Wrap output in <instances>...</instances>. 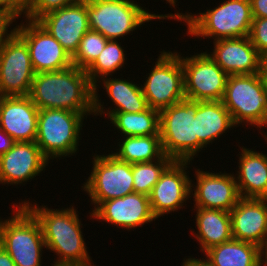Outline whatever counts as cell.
<instances>
[{"mask_svg":"<svg viewBox=\"0 0 267 266\" xmlns=\"http://www.w3.org/2000/svg\"><path fill=\"white\" fill-rule=\"evenodd\" d=\"M14 31L26 42L35 73L51 72L72 66L71 55L37 21L26 20Z\"/></svg>","mask_w":267,"mask_h":266,"instance_id":"obj_13","label":"cell"},{"mask_svg":"<svg viewBox=\"0 0 267 266\" xmlns=\"http://www.w3.org/2000/svg\"><path fill=\"white\" fill-rule=\"evenodd\" d=\"M15 141L2 128H0V156L8 152Z\"/></svg>","mask_w":267,"mask_h":266,"instance_id":"obj_37","label":"cell"},{"mask_svg":"<svg viewBox=\"0 0 267 266\" xmlns=\"http://www.w3.org/2000/svg\"><path fill=\"white\" fill-rule=\"evenodd\" d=\"M108 94L109 99L114 103L115 109L107 110L105 112L104 107L98 97V88L94 89V116L106 113L108 119L115 112L125 113H137L143 112L149 108L147 100L143 94L142 87L136 83H132L126 79H108V76L101 79ZM99 112V113H98Z\"/></svg>","mask_w":267,"mask_h":266,"instance_id":"obj_22","label":"cell"},{"mask_svg":"<svg viewBox=\"0 0 267 266\" xmlns=\"http://www.w3.org/2000/svg\"><path fill=\"white\" fill-rule=\"evenodd\" d=\"M248 37L261 55L267 54V18H253Z\"/></svg>","mask_w":267,"mask_h":266,"instance_id":"obj_33","label":"cell"},{"mask_svg":"<svg viewBox=\"0 0 267 266\" xmlns=\"http://www.w3.org/2000/svg\"><path fill=\"white\" fill-rule=\"evenodd\" d=\"M168 3H170V6L172 5L173 7L176 5L177 0H166Z\"/></svg>","mask_w":267,"mask_h":266,"instance_id":"obj_43","label":"cell"},{"mask_svg":"<svg viewBox=\"0 0 267 266\" xmlns=\"http://www.w3.org/2000/svg\"><path fill=\"white\" fill-rule=\"evenodd\" d=\"M197 101L184 98L160 111L162 149L173 161H192L205 148L196 135Z\"/></svg>","mask_w":267,"mask_h":266,"instance_id":"obj_4","label":"cell"},{"mask_svg":"<svg viewBox=\"0 0 267 266\" xmlns=\"http://www.w3.org/2000/svg\"><path fill=\"white\" fill-rule=\"evenodd\" d=\"M133 0H87L90 30L101 33L108 40H117L133 32L150 20L162 15L151 14ZM143 8V9H142Z\"/></svg>","mask_w":267,"mask_h":266,"instance_id":"obj_7","label":"cell"},{"mask_svg":"<svg viewBox=\"0 0 267 266\" xmlns=\"http://www.w3.org/2000/svg\"><path fill=\"white\" fill-rule=\"evenodd\" d=\"M39 109L29 96H0V128L15 142H34Z\"/></svg>","mask_w":267,"mask_h":266,"instance_id":"obj_19","label":"cell"},{"mask_svg":"<svg viewBox=\"0 0 267 266\" xmlns=\"http://www.w3.org/2000/svg\"><path fill=\"white\" fill-rule=\"evenodd\" d=\"M21 203L38 220L46 249L58 255L53 266L92 264L81 231L83 224L73 206L55 210L48 209L46 205L37 206L36 203L32 205L28 201Z\"/></svg>","mask_w":267,"mask_h":266,"instance_id":"obj_2","label":"cell"},{"mask_svg":"<svg viewBox=\"0 0 267 266\" xmlns=\"http://www.w3.org/2000/svg\"><path fill=\"white\" fill-rule=\"evenodd\" d=\"M123 138L122 142H118L119 149H116L118 151L112 153L122 161L130 164L152 162L165 155L160 135L126 136Z\"/></svg>","mask_w":267,"mask_h":266,"instance_id":"obj_27","label":"cell"},{"mask_svg":"<svg viewBox=\"0 0 267 266\" xmlns=\"http://www.w3.org/2000/svg\"><path fill=\"white\" fill-rule=\"evenodd\" d=\"M65 109L39 110L36 144L48 159L71 156L78 150L84 117Z\"/></svg>","mask_w":267,"mask_h":266,"instance_id":"obj_6","label":"cell"},{"mask_svg":"<svg viewBox=\"0 0 267 266\" xmlns=\"http://www.w3.org/2000/svg\"><path fill=\"white\" fill-rule=\"evenodd\" d=\"M230 216L234 239L263 246L267 237V199L241 198Z\"/></svg>","mask_w":267,"mask_h":266,"instance_id":"obj_20","label":"cell"},{"mask_svg":"<svg viewBox=\"0 0 267 266\" xmlns=\"http://www.w3.org/2000/svg\"><path fill=\"white\" fill-rule=\"evenodd\" d=\"M36 142H15L0 156V183L17 185L32 180L48 165Z\"/></svg>","mask_w":267,"mask_h":266,"instance_id":"obj_18","label":"cell"},{"mask_svg":"<svg viewBox=\"0 0 267 266\" xmlns=\"http://www.w3.org/2000/svg\"><path fill=\"white\" fill-rule=\"evenodd\" d=\"M117 40H108L106 46L96 58V60L85 70L94 89L99 86L98 79L101 77L112 76L116 70L122 68L125 64V53Z\"/></svg>","mask_w":267,"mask_h":266,"instance_id":"obj_29","label":"cell"},{"mask_svg":"<svg viewBox=\"0 0 267 266\" xmlns=\"http://www.w3.org/2000/svg\"><path fill=\"white\" fill-rule=\"evenodd\" d=\"M34 76L28 46L13 31L0 46V96H28Z\"/></svg>","mask_w":267,"mask_h":266,"instance_id":"obj_12","label":"cell"},{"mask_svg":"<svg viewBox=\"0 0 267 266\" xmlns=\"http://www.w3.org/2000/svg\"><path fill=\"white\" fill-rule=\"evenodd\" d=\"M196 226L198 232L193 234L200 243V250L208 249L231 240L232 227L230 212L220 209L196 208Z\"/></svg>","mask_w":267,"mask_h":266,"instance_id":"obj_24","label":"cell"},{"mask_svg":"<svg viewBox=\"0 0 267 266\" xmlns=\"http://www.w3.org/2000/svg\"><path fill=\"white\" fill-rule=\"evenodd\" d=\"M16 18L17 17L9 10L0 6V46L14 31L13 28L10 33H8V27L11 26L12 22H15Z\"/></svg>","mask_w":267,"mask_h":266,"instance_id":"obj_34","label":"cell"},{"mask_svg":"<svg viewBox=\"0 0 267 266\" xmlns=\"http://www.w3.org/2000/svg\"><path fill=\"white\" fill-rule=\"evenodd\" d=\"M222 103L236 127L243 122L259 130L267 126V91L258 73L229 75Z\"/></svg>","mask_w":267,"mask_h":266,"instance_id":"obj_8","label":"cell"},{"mask_svg":"<svg viewBox=\"0 0 267 266\" xmlns=\"http://www.w3.org/2000/svg\"><path fill=\"white\" fill-rule=\"evenodd\" d=\"M37 22L72 56L84 34L90 30L87 0L51 11Z\"/></svg>","mask_w":267,"mask_h":266,"instance_id":"obj_15","label":"cell"},{"mask_svg":"<svg viewBox=\"0 0 267 266\" xmlns=\"http://www.w3.org/2000/svg\"><path fill=\"white\" fill-rule=\"evenodd\" d=\"M258 75L263 87L267 91V54L261 55Z\"/></svg>","mask_w":267,"mask_h":266,"instance_id":"obj_38","label":"cell"},{"mask_svg":"<svg viewBox=\"0 0 267 266\" xmlns=\"http://www.w3.org/2000/svg\"><path fill=\"white\" fill-rule=\"evenodd\" d=\"M253 18H267V0H250Z\"/></svg>","mask_w":267,"mask_h":266,"instance_id":"obj_35","label":"cell"},{"mask_svg":"<svg viewBox=\"0 0 267 266\" xmlns=\"http://www.w3.org/2000/svg\"><path fill=\"white\" fill-rule=\"evenodd\" d=\"M93 169L82 188L94 209L103 201L134 193L132 164L113 154L93 155Z\"/></svg>","mask_w":267,"mask_h":266,"instance_id":"obj_9","label":"cell"},{"mask_svg":"<svg viewBox=\"0 0 267 266\" xmlns=\"http://www.w3.org/2000/svg\"><path fill=\"white\" fill-rule=\"evenodd\" d=\"M83 0H34L25 10L27 20L37 21L45 14Z\"/></svg>","mask_w":267,"mask_h":266,"instance_id":"obj_32","label":"cell"},{"mask_svg":"<svg viewBox=\"0 0 267 266\" xmlns=\"http://www.w3.org/2000/svg\"><path fill=\"white\" fill-rule=\"evenodd\" d=\"M240 150L235 180L241 198L267 199V155L245 147Z\"/></svg>","mask_w":267,"mask_h":266,"instance_id":"obj_23","label":"cell"},{"mask_svg":"<svg viewBox=\"0 0 267 266\" xmlns=\"http://www.w3.org/2000/svg\"><path fill=\"white\" fill-rule=\"evenodd\" d=\"M182 266H212V264L207 260V258L196 259V258H188L185 259Z\"/></svg>","mask_w":267,"mask_h":266,"instance_id":"obj_39","label":"cell"},{"mask_svg":"<svg viewBox=\"0 0 267 266\" xmlns=\"http://www.w3.org/2000/svg\"><path fill=\"white\" fill-rule=\"evenodd\" d=\"M109 120L123 136L160 135V111L148 108L143 112H115Z\"/></svg>","mask_w":267,"mask_h":266,"instance_id":"obj_28","label":"cell"},{"mask_svg":"<svg viewBox=\"0 0 267 266\" xmlns=\"http://www.w3.org/2000/svg\"><path fill=\"white\" fill-rule=\"evenodd\" d=\"M25 8H27L34 0H18Z\"/></svg>","mask_w":267,"mask_h":266,"instance_id":"obj_42","label":"cell"},{"mask_svg":"<svg viewBox=\"0 0 267 266\" xmlns=\"http://www.w3.org/2000/svg\"><path fill=\"white\" fill-rule=\"evenodd\" d=\"M28 96L39 110L56 108L94 114V85L85 70L74 65L35 73Z\"/></svg>","mask_w":267,"mask_h":266,"instance_id":"obj_1","label":"cell"},{"mask_svg":"<svg viewBox=\"0 0 267 266\" xmlns=\"http://www.w3.org/2000/svg\"><path fill=\"white\" fill-rule=\"evenodd\" d=\"M212 266H261V248L232 238L205 253Z\"/></svg>","mask_w":267,"mask_h":266,"instance_id":"obj_26","label":"cell"},{"mask_svg":"<svg viewBox=\"0 0 267 266\" xmlns=\"http://www.w3.org/2000/svg\"><path fill=\"white\" fill-rule=\"evenodd\" d=\"M173 162L164 155L161 159L152 162L132 164L134 193L149 196L154 185L159 181L160 175Z\"/></svg>","mask_w":267,"mask_h":266,"instance_id":"obj_30","label":"cell"},{"mask_svg":"<svg viewBox=\"0 0 267 266\" xmlns=\"http://www.w3.org/2000/svg\"><path fill=\"white\" fill-rule=\"evenodd\" d=\"M264 135V138H265V141H267V134L265 135V134H263Z\"/></svg>","mask_w":267,"mask_h":266,"instance_id":"obj_45","label":"cell"},{"mask_svg":"<svg viewBox=\"0 0 267 266\" xmlns=\"http://www.w3.org/2000/svg\"><path fill=\"white\" fill-rule=\"evenodd\" d=\"M156 64L141 85L150 108L161 111L185 98L180 54L161 51Z\"/></svg>","mask_w":267,"mask_h":266,"instance_id":"obj_10","label":"cell"},{"mask_svg":"<svg viewBox=\"0 0 267 266\" xmlns=\"http://www.w3.org/2000/svg\"><path fill=\"white\" fill-rule=\"evenodd\" d=\"M90 217L127 230L157 219L152 213L149 196L141 193L103 201L92 210Z\"/></svg>","mask_w":267,"mask_h":266,"instance_id":"obj_16","label":"cell"},{"mask_svg":"<svg viewBox=\"0 0 267 266\" xmlns=\"http://www.w3.org/2000/svg\"><path fill=\"white\" fill-rule=\"evenodd\" d=\"M195 118L196 135L206 148L225 131L236 127L222 101H197Z\"/></svg>","mask_w":267,"mask_h":266,"instance_id":"obj_25","label":"cell"},{"mask_svg":"<svg viewBox=\"0 0 267 266\" xmlns=\"http://www.w3.org/2000/svg\"><path fill=\"white\" fill-rule=\"evenodd\" d=\"M261 266H267V237L265 243L261 247Z\"/></svg>","mask_w":267,"mask_h":266,"instance_id":"obj_41","label":"cell"},{"mask_svg":"<svg viewBox=\"0 0 267 266\" xmlns=\"http://www.w3.org/2000/svg\"><path fill=\"white\" fill-rule=\"evenodd\" d=\"M0 266H16L10 255L0 245Z\"/></svg>","mask_w":267,"mask_h":266,"instance_id":"obj_40","label":"cell"},{"mask_svg":"<svg viewBox=\"0 0 267 266\" xmlns=\"http://www.w3.org/2000/svg\"><path fill=\"white\" fill-rule=\"evenodd\" d=\"M195 173L196 185L191 184V189L194 188V193L191 190L194 209H220L230 212L241 199L234 174H218L200 169Z\"/></svg>","mask_w":267,"mask_h":266,"instance_id":"obj_17","label":"cell"},{"mask_svg":"<svg viewBox=\"0 0 267 266\" xmlns=\"http://www.w3.org/2000/svg\"><path fill=\"white\" fill-rule=\"evenodd\" d=\"M188 163L189 161H173L152 188L149 201L157 219L184 207V202L191 197L192 180L186 172Z\"/></svg>","mask_w":267,"mask_h":266,"instance_id":"obj_14","label":"cell"},{"mask_svg":"<svg viewBox=\"0 0 267 266\" xmlns=\"http://www.w3.org/2000/svg\"><path fill=\"white\" fill-rule=\"evenodd\" d=\"M185 98L196 101H222L228 74L203 52L181 57Z\"/></svg>","mask_w":267,"mask_h":266,"instance_id":"obj_11","label":"cell"},{"mask_svg":"<svg viewBox=\"0 0 267 266\" xmlns=\"http://www.w3.org/2000/svg\"><path fill=\"white\" fill-rule=\"evenodd\" d=\"M12 208L14 216L0 220V245L16 266H41L42 249L46 248L41 226L21 203Z\"/></svg>","mask_w":267,"mask_h":266,"instance_id":"obj_5","label":"cell"},{"mask_svg":"<svg viewBox=\"0 0 267 266\" xmlns=\"http://www.w3.org/2000/svg\"><path fill=\"white\" fill-rule=\"evenodd\" d=\"M213 44V53L209 55L228 75L258 73L261 54L248 36L220 39Z\"/></svg>","mask_w":267,"mask_h":266,"instance_id":"obj_21","label":"cell"},{"mask_svg":"<svg viewBox=\"0 0 267 266\" xmlns=\"http://www.w3.org/2000/svg\"><path fill=\"white\" fill-rule=\"evenodd\" d=\"M177 19L187 24V33L195 37L213 38L214 41L247 37L253 21L250 0H226L205 13H175L162 15V19Z\"/></svg>","mask_w":267,"mask_h":266,"instance_id":"obj_3","label":"cell"},{"mask_svg":"<svg viewBox=\"0 0 267 266\" xmlns=\"http://www.w3.org/2000/svg\"><path fill=\"white\" fill-rule=\"evenodd\" d=\"M108 39L101 33L89 30L82 37L78 49L71 56L72 65L86 70L99 56Z\"/></svg>","mask_w":267,"mask_h":266,"instance_id":"obj_31","label":"cell"},{"mask_svg":"<svg viewBox=\"0 0 267 266\" xmlns=\"http://www.w3.org/2000/svg\"><path fill=\"white\" fill-rule=\"evenodd\" d=\"M0 6L9 10L17 18L25 13L26 8L18 0H0Z\"/></svg>","mask_w":267,"mask_h":266,"instance_id":"obj_36","label":"cell"},{"mask_svg":"<svg viewBox=\"0 0 267 266\" xmlns=\"http://www.w3.org/2000/svg\"><path fill=\"white\" fill-rule=\"evenodd\" d=\"M73 266H95L94 264H87V265H73Z\"/></svg>","mask_w":267,"mask_h":266,"instance_id":"obj_44","label":"cell"}]
</instances>
